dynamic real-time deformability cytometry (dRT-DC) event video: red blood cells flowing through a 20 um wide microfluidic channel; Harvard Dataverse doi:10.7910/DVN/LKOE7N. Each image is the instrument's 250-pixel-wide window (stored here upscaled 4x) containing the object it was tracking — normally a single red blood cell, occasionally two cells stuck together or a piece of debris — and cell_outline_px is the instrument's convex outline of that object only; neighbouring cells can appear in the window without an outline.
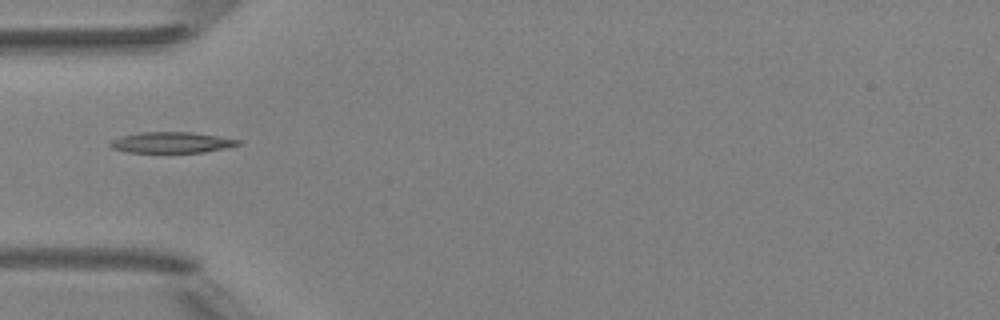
{"species": "Egyptian fruit bat (a non-hibernating species)", "species_latin": "Rousettus aegyptiacus", "temperature_condition": "room temperature", "stored_images_in_passage": 3, "camera_frame_rate_fps": 3000, "um_per_image_px": 0.085, "animal": {"sex": "female"}, "frame": {"image": 1, "passage_image": 2, "time_ms": 1.333, "image_size_px": [1000, 320], "cell_outline_px": [[244, 140], [240, 144], [224, 148], [204, 152], [128, 152], [112, 148], [108, 144], [112, 140], [120, 136], [140, 132], [192, 132]], "centroid_in_image_um": [14.59, 12.1], "position_along_channel_um": 70.4, "area_um2": 15.55}}
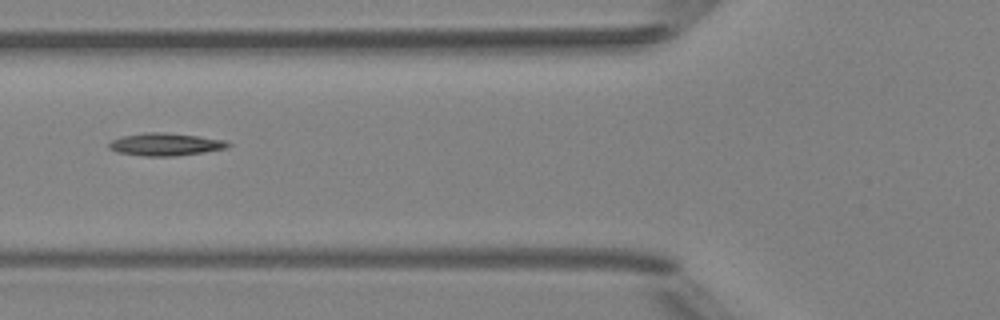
{"frame": {"image": 2, "passage_image": 3, "time_ms": 2.333, "image_size_px": [1000, 320], "cell_outline_px": [[232, 144], [224, 148], [204, 152], [176, 156], [144, 156], [120, 152], [108, 148], [108, 144], [112, 140], [120, 136], [144, 132], [164, 132], [196, 136], [224, 140]], "centroid_in_image_um": [14.02, 12.26], "position_along_channel_um": 111.8, "area_um2": 15.55}}